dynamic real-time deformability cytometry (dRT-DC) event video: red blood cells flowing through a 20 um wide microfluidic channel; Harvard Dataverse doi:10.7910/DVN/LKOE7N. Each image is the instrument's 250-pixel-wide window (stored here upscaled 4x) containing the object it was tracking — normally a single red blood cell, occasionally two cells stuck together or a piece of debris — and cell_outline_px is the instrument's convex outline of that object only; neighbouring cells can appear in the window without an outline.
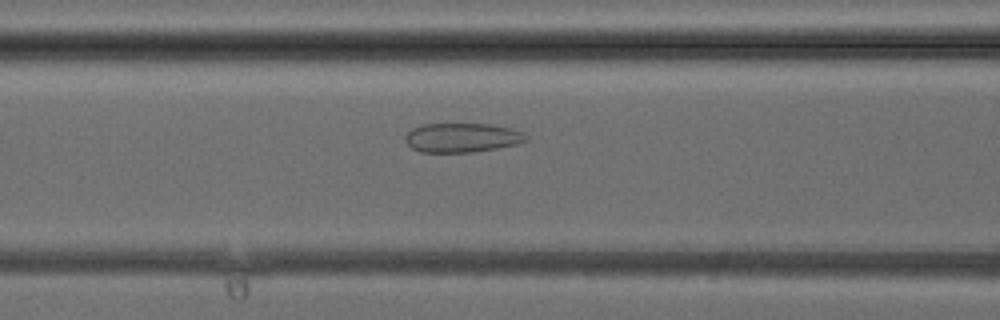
{"species": "common noctule bat (a hibernating species)", "species_latin": "Nyctalus noctula", "temperature_condition": "cold", "stored_images_in_passage": 28, "camera_frame_rate_fps": 3000, "um_per_image_px": 0.085, "animal": {"sex": "female", "body_mass_g": 24.6, "forearm_length_mm": 56.2}, "frame": {"image": 1, "passage_image": 9, "time_ms": 2.667, "image_size_px": [1000, 320], "cell_outline_px": [[528, 140], [516, 144], [496, 148], [472, 152], [420, 152], [412, 148], [404, 140], [404, 136], [412, 128], [424, 124], [488, 124], [512, 128], [524, 132]], "centroid_in_image_um": [39.26, 11.7], "position_along_channel_um": 127.3, "area_um2": 20.58}}
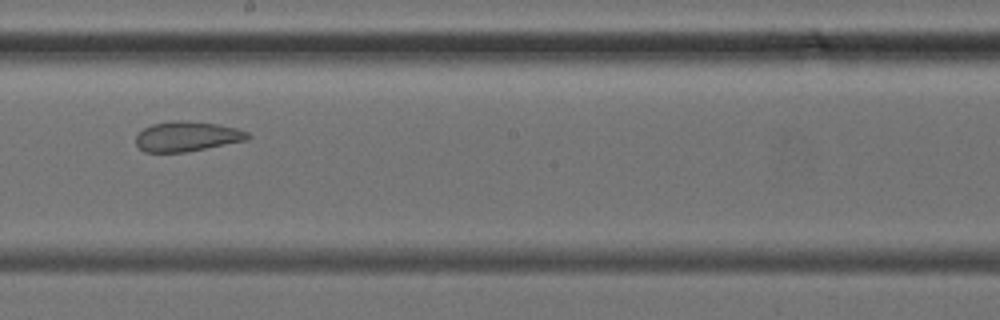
{"frame": {"image": 2, "passage_image": 15, "time_ms": 4.667, "image_size_px": [1000, 320], "cell_outline_px": [[252, 136], [248, 140], [184, 152], [144, 152], [136, 144], [136, 136], [144, 128], [152, 124], [172, 120], [184, 120], [216, 124], [236, 128], [248, 132]], "centroid_in_image_um": [15.9, 11.59], "position_along_channel_um": 232.3, "area_um2": 19.48}}
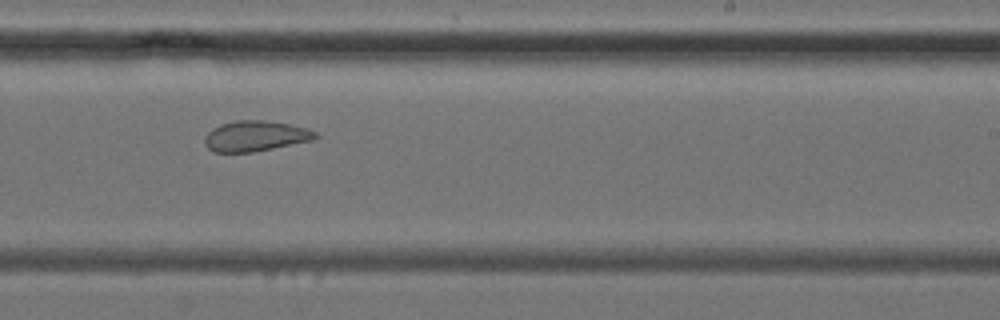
{"frame": {"image": 3, "passage_image": 17, "time_ms": 5.333, "image_size_px": [1000, 320], "cell_outline_px": [[320, 136], [316, 140], [252, 152], [212, 152], [204, 144], [204, 136], [212, 128], [220, 124], [236, 120], [264, 120], [288, 124], [308, 128], [316, 132]], "centroid_in_image_um": [21.72, 11.56], "position_along_channel_um": 267.3, "area_um2": 19.94}}